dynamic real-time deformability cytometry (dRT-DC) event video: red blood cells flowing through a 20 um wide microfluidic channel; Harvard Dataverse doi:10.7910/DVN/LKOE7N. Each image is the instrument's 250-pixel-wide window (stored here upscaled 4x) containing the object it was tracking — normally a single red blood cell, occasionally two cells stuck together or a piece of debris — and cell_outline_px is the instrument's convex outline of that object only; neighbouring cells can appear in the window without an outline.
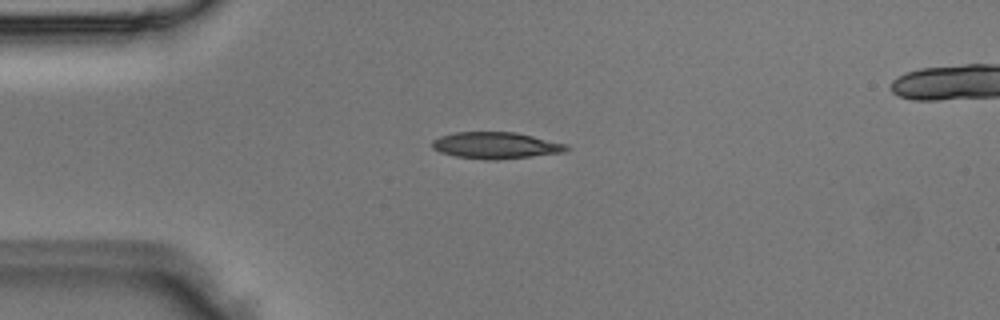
{"species": "Egyptian fruit bat (a non-hibernating species)", "species_latin": "Rousettus aegyptiacus", "temperature_condition": "room temperature", "stored_images_in_passage": 2, "camera_frame_rate_fps": 3000, "um_per_image_px": 0.085, "animal": {"sex": "male"}, "frame": {"image": 1, "passage_image": 1, "time_ms": 0.0, "image_size_px": [1000, 320], "cell_outline_px": [[572, 148], [564, 152], [492, 160], [488, 160], [456, 156], [440, 152], [432, 148], [432, 140], [440, 136], [456, 132], [516, 132], [568, 144]], "centroid_in_image_um": [42.15, 12.35], "position_along_channel_um": 42.8, "area_um2": 20.69}}